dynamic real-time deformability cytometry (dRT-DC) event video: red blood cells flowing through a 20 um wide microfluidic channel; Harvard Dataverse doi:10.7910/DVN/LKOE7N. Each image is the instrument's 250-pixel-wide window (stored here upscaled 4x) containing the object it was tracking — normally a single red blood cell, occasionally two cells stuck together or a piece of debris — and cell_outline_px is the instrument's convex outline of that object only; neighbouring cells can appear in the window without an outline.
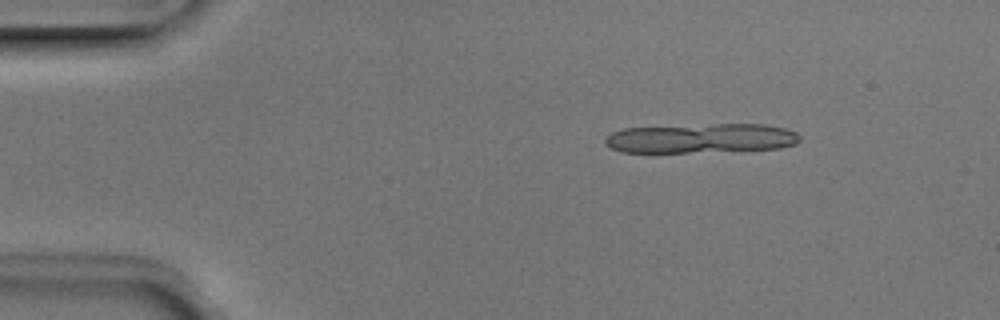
{"species": "Egyptian fruit bat (a non-hibernating species)", "species_latin": "Rousettus aegyptiacus", "temperature_condition": "room temperature", "stored_images_in_passage": 5, "camera_frame_rate_fps": 3000, "um_per_image_px": 0.085, "animal": {"sex": "male"}, "frame": {"image": 1, "passage_image": 2, "time_ms": 0.333, "image_size_px": [1000, 320], "cell_outline_px": [[800, 140], [796, 144], [780, 148], [688, 152], [620, 152], [604, 144], [604, 140], [612, 132], [624, 128], [712, 124], [764, 124], [784, 128], [796, 132], [800, 136]], "centroid_in_image_um": [59.59, 11.75], "position_along_channel_um": 25.4, "area_um2": 33.29}}